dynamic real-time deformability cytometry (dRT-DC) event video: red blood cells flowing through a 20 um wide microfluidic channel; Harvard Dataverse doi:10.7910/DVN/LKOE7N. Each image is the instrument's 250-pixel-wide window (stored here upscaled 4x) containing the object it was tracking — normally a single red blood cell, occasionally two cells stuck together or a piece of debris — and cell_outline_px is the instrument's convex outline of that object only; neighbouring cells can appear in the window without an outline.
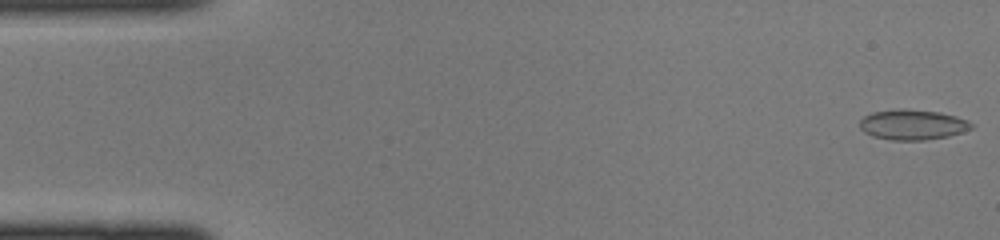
{"species": "common noctule bat (a hibernating species)", "species_latin": "Nyctalus noctula", "temperature_condition": "cold", "stored_images_in_passage": 8, "camera_frame_rate_fps": 3000, "um_per_image_px": 0.085, "animal": {"sex": "female", "body_mass_g": 22.0, "forearm_length_mm": 56.7}, "frame": {"image": 1, "passage_image": 1, "time_ms": 0.0, "image_size_px": [1000, 240], "cell_outline_px": [[972, 128], [964, 132], [948, 136], [924, 140], [892, 140], [872, 136], [864, 132], [860, 128], [860, 120], [864, 116], [872, 112], [900, 108], [908, 108], [940, 112], [956, 116], [968, 120], [972, 124]], "centroid_in_image_um": [77.57, 10.58], "position_along_channel_um": 7.4, "area_um2": 19.88}}